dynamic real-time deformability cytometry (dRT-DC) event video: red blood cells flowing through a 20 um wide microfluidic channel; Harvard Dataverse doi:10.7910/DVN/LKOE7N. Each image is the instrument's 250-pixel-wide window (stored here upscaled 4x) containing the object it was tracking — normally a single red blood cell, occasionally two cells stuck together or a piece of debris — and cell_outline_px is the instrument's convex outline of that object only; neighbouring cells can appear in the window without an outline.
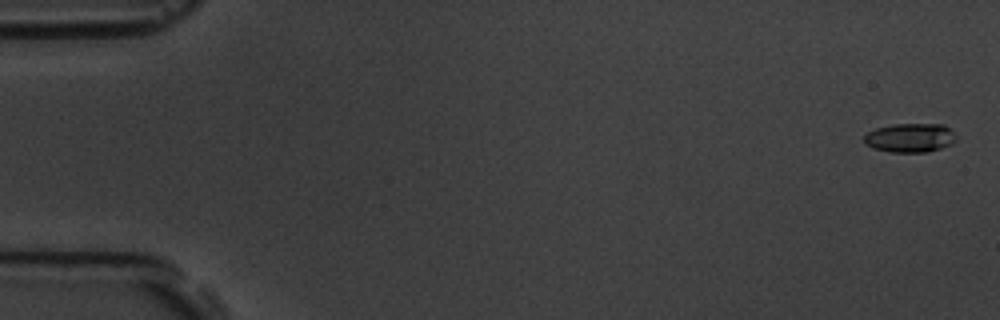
{"species": "common noctule bat (a hibernating species)", "species_latin": "Nyctalus noctula", "temperature_condition": "room temperature", "stored_images_in_passage": 6, "camera_frame_rate_fps": 3000, "um_per_image_px": 0.085, "animal": {"sex": "male", "body_mass_g": 19.5, "forearm_length_mm": 54.6}, "frame": {"image": 1, "passage_image": 1, "time_ms": 0.0, "image_size_px": [1000, 320], "cell_outline_px": [[956, 140], [952, 144], [928, 152], [892, 152], [872, 148], [864, 144], [864, 136], [868, 132], [876, 128], [892, 124], [944, 124], [956, 136]], "centroid_in_image_um": [77.34, 11.71], "position_along_channel_um": 7.7, "area_um2": 15.61}}
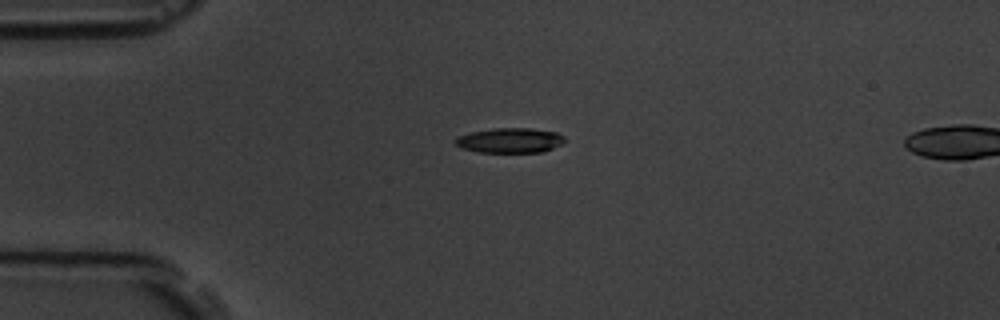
{"frame": {"image": 2, "passage_image": 4, "time_ms": 4.333, "image_size_px": [1000, 320], "cell_outline_px": [[564, 140], [560, 144], [552, 148], [540, 152], [476, 152], [460, 148], [452, 140], [456, 136], [472, 132], [496, 128], [532, 128], [556, 132], [564, 136]], "centroid_in_image_um": [43.28, 11.93], "position_along_channel_um": 41.7, "area_um2": 15.9}}
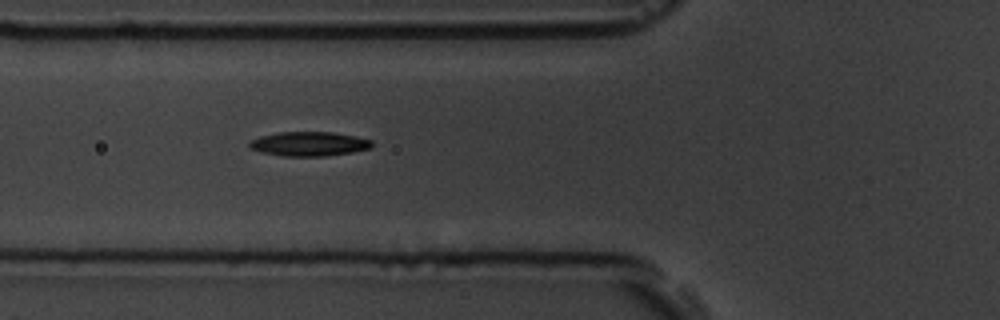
{"frame": {"image": 3, "passage_image": 6, "time_ms": 6.667, "image_size_px": [1000, 320], "cell_outline_px": [[372, 148], [352, 152], [324, 156], [280, 156], [264, 152], [252, 148], [248, 144], [252, 140], [260, 136], [280, 132], [332, 132], [356, 136], [372, 140]], "centroid_in_image_um": [26.31, 12.22], "position_along_channel_um": 99.5, "area_um2": 17.22}}